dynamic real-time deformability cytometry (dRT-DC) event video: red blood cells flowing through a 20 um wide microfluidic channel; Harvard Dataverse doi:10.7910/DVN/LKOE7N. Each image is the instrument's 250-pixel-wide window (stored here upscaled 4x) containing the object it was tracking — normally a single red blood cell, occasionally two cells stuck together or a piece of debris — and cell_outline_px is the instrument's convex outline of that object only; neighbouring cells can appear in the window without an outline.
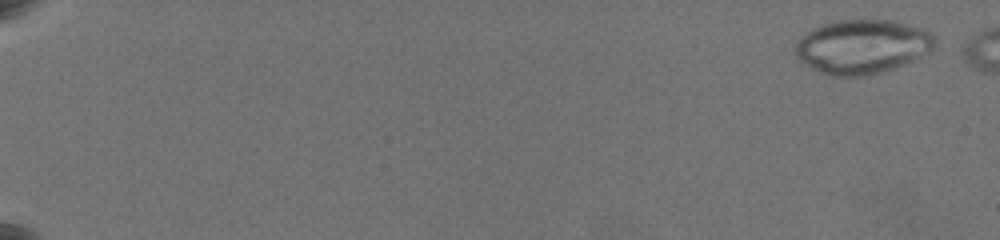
{"species": "common noctule bat (a hibernating species)", "species_latin": "Nyctalus noctula", "temperature_condition": "warm", "stored_images_in_passage": 10, "camera_frame_rate_fps": 3000, "um_per_image_px": 0.085, "animal": {"sex": "female", "body_mass_g": 19.5, "forearm_length_mm": 54.1}, "frame": {"image": 1, "passage_image": 2, "time_ms": 0.667, "image_size_px": [1000, 240], "cell_outline_px": [[936, 44], [928, 52], [904, 64], [880, 72], [860, 76], [832, 76], [820, 72], [804, 64], [800, 60], [796, 52], [796, 44], [800, 36], [812, 28], [824, 24], [840, 20], [896, 20], [924, 28], [932, 32], [936, 36]], "centroid_in_image_um": [73.32, 3.94], "position_along_channel_um": 11.7, "area_um2": 43.99}}